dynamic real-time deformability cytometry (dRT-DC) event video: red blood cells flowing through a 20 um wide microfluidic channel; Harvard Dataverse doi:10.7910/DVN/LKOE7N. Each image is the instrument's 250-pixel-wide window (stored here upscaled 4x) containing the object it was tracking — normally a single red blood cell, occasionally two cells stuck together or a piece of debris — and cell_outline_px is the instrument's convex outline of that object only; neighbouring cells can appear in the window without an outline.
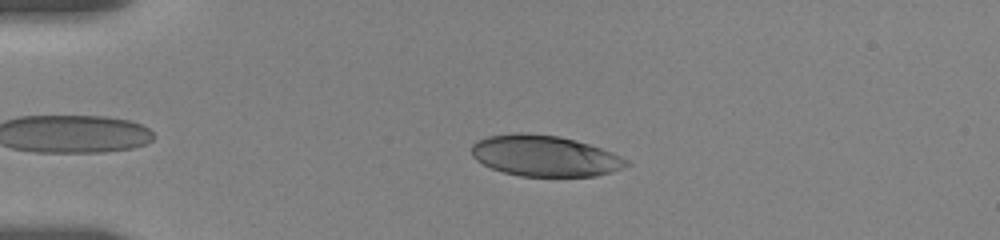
{"species": "human", "species_latin": "Homo sapiens", "temperature_condition": "room temperature", "stored_images_in_passage": 46, "camera_frame_rate_fps": 3000, "um_per_image_px": 0.085, "donor": {"sex": "female"}, "frame": {"image": 1, "passage_image": 9, "time_ms": 2.667, "image_size_px": [1000, 240], "cell_outline_px": [[632, 164], [596, 176], [520, 176], [504, 172], [492, 168], [476, 160], [472, 156], [472, 144], [476, 140], [488, 136], [520, 132], [524, 132], [560, 136], [576, 140], [612, 152], [628, 160]], "centroid_in_image_um": [46.28, 13.24], "position_along_channel_um": 38.7, "area_um2": 36.88}}
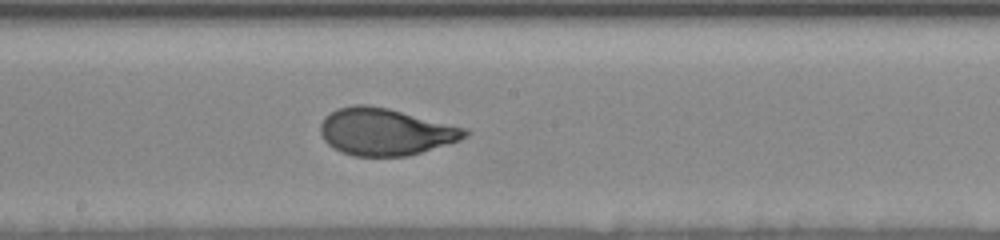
{"frame": {"image": 2, "passage_image": 27, "time_ms": 8.667, "image_size_px": [1000, 240], "cell_outline_px": [[472, 132], [468, 136], [460, 140], [408, 156], [352, 156], [340, 152], [328, 144], [324, 140], [320, 132], [320, 124], [324, 116], [340, 108], [352, 104], [368, 104], [388, 108], [468, 128]], "centroid_in_image_um": [32.77, 11.2], "position_along_channel_um": 215.4, "area_um2": 39.88}}
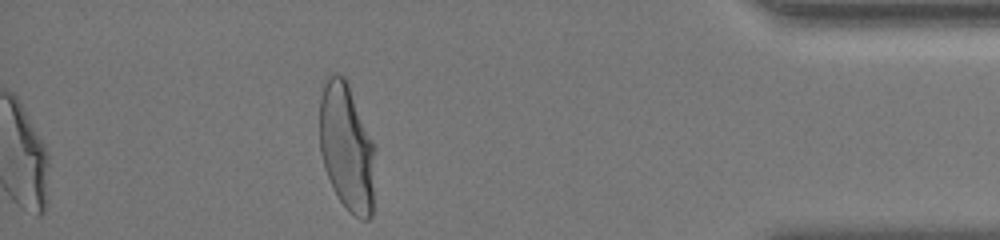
{"frame": {"image": 3, "passage_image": 46, "time_ms": 15.0, "image_size_px": [1000, 240], "cell_outline_px": [[376, 148], [372, 216], [368, 220], [360, 220], [348, 212], [340, 200], [324, 168], [320, 152], [320, 100], [324, 84], [328, 76], [332, 72], [336, 72], [344, 76], [348, 80], [376, 144]], "centroid_in_image_um": [29.51, 12.49], "position_along_channel_um": 405.7, "area_um2": 42.43}, "authors_computed_cell_mechanics": {"area_um2": 39.1884, "velocity_mm_per_s": 3.6038, "shape_relaxation_time_tau1_ms": 4.2874, "shape_relaxation_time_tau2_ms": null, "deformation_change_tau1": 0.1853, "deformation_change_tau2": null}}